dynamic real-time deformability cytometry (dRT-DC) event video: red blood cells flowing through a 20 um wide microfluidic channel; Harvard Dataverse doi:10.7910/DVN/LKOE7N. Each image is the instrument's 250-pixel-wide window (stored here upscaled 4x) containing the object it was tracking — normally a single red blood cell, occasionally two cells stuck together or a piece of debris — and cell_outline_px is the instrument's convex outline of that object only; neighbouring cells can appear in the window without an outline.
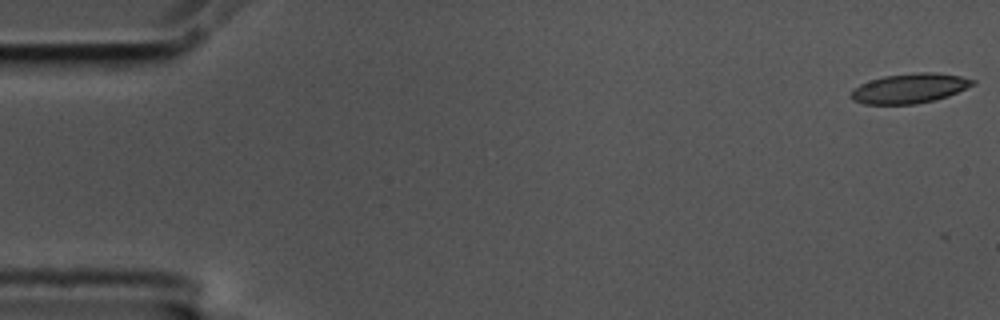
{"species": "common noctule bat (a hibernating species)", "species_latin": "Nyctalus noctula", "temperature_condition": "cold", "stored_images_in_passage": 52, "camera_frame_rate_fps": 3000, "um_per_image_px": 0.085, "animal": {"sex": "male", "body_mass_g": 17.5, "forearm_length_mm": 52.3}, "frame": {"image": 1, "passage_image": 1, "time_ms": 0.0, "image_size_px": [1000, 320], "cell_outline_px": [[976, 84], [948, 96], [936, 100], [916, 104], [864, 104], [852, 100], [852, 88], [860, 84], [884, 76], [916, 72], [936, 72], [960, 76], [976, 80]], "centroid_in_image_um": [77.35, 7.51], "position_along_channel_um": 7.7, "area_um2": 21.15}}
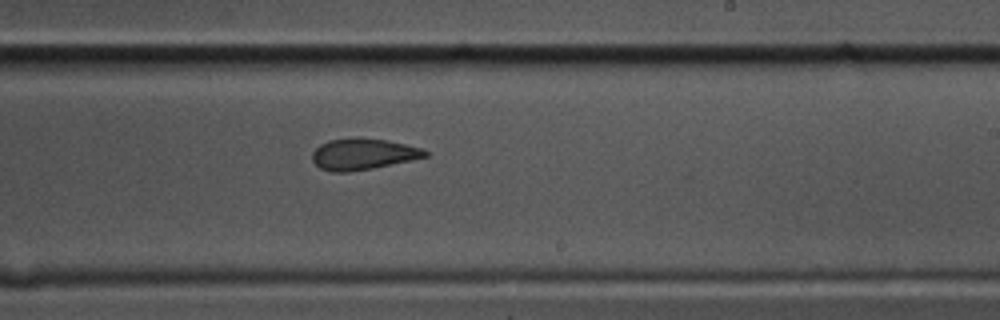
{"frame": {"image": 2, "passage_image": 34, "time_ms": 11.0, "image_size_px": [1000, 320], "cell_outline_px": [[428, 156], [412, 160], [372, 168], [348, 172], [332, 172], [320, 168], [312, 160], [312, 152], [320, 144], [328, 140], [352, 136], [356, 136], [388, 140], [424, 148], [428, 152]], "centroid_in_image_um": [30.86, 13.07], "position_along_channel_um": 258.1, "area_um2": 20.92}}
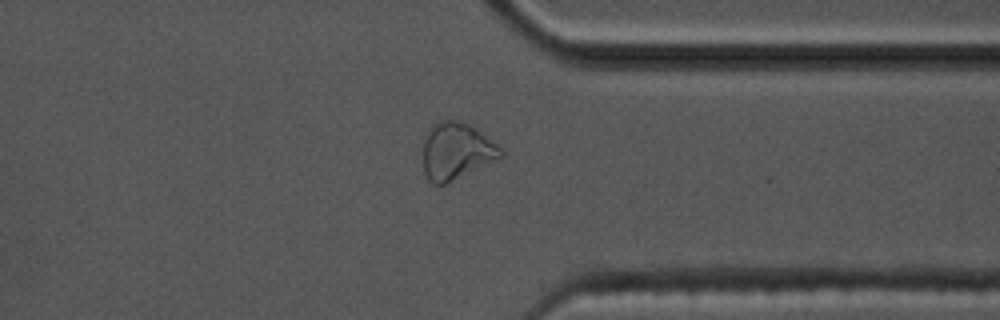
{"frame": {"image": 3, "passage_image": 44, "time_ms": 14.333, "image_size_px": [1000, 320], "cell_outline_px": [[504, 156], [444, 184], [436, 184], [428, 180], [424, 172], [424, 140], [428, 128], [444, 120], [460, 120], [476, 128], [496, 144], [504, 152]], "centroid_in_image_um": [38.78, 12.83], "position_along_channel_um": 372.6, "area_um2": 25.32}}